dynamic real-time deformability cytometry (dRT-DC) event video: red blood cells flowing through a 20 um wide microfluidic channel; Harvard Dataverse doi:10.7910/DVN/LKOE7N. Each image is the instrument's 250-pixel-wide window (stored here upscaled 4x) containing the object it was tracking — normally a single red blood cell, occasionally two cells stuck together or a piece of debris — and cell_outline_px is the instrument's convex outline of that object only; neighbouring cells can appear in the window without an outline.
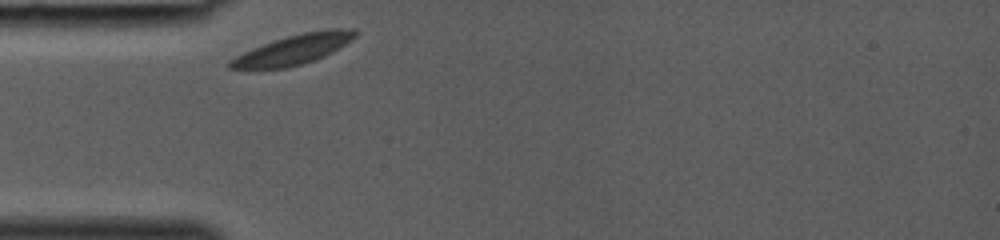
{"species": "common noctule bat (a hibernating species)", "species_latin": "Nyctalus noctula", "temperature_condition": "room temperature", "stored_images_in_passage": 24, "camera_frame_rate_fps": 3000, "um_per_image_px": 0.085, "animal": {"sex": "female", "body_mass_g": 19.0, "forearm_length_mm": 53.3}, "frame": {"image": 1, "passage_image": 1, "time_ms": 0.0, "image_size_px": [1000, 240], "cell_outline_px": [[356, 36], [332, 52], [324, 56], [304, 64], [288, 68], [228, 68], [228, 60], [252, 48], [288, 36], [304, 32], [328, 28], [356, 28]], "centroid_in_image_um": [24.97, 4.2], "position_along_channel_um": 60.0, "area_um2": 21.44}}
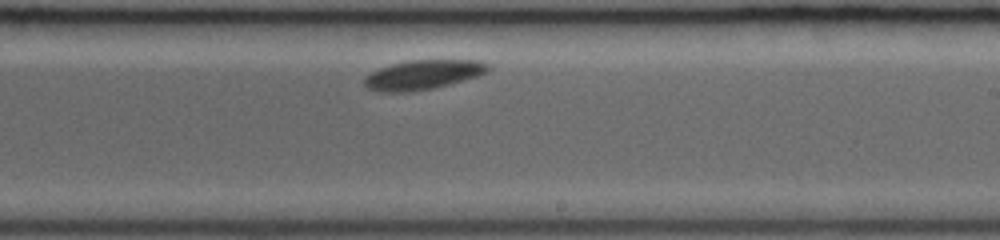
{"frame": {"image": 2, "passage_image": 14, "time_ms": 4.333, "image_size_px": [1000, 240], "cell_outline_px": [[492, 68], [476, 76], [448, 84], [432, 88], [408, 92], [380, 92], [368, 88], [364, 84], [364, 80], [372, 72], [380, 68], [392, 64], [408, 60], [480, 60], [488, 64]], "centroid_in_image_um": [35.95, 6.34], "position_along_channel_um": 253.1, "area_um2": 20.92}}
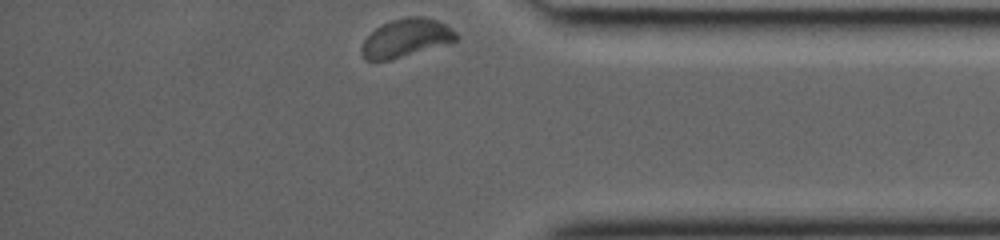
{"frame": {"image": 3, "passage_image": 24, "time_ms": 7.667, "image_size_px": [1000, 240], "cell_outline_px": [[460, 36], [456, 40], [388, 60], [364, 60], [360, 52], [360, 48], [364, 40], [376, 28], [392, 20], [408, 16], [424, 16], [436, 20], [452, 28]], "centroid_in_image_um": [34.49, 3.21], "position_along_channel_um": 400.7, "area_um2": 20.58}}